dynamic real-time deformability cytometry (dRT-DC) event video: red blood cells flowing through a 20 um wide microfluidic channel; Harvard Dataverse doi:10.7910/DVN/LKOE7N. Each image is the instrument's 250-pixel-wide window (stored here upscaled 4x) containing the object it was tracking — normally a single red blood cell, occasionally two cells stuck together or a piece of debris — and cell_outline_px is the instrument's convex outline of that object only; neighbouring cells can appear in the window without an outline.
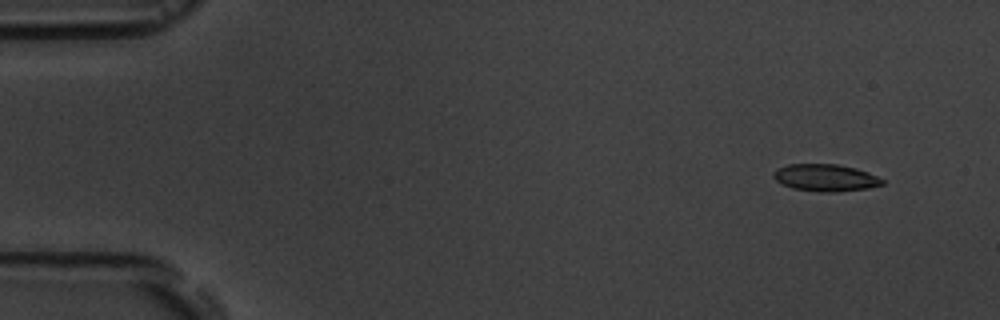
{"species": "common noctule bat (a hibernating species)", "species_latin": "Nyctalus noctula", "temperature_condition": "room temperature", "stored_images_in_passage": 5, "camera_frame_rate_fps": 3000, "um_per_image_px": 0.085, "animal": {"sex": "male", "body_mass_g": 19.5, "forearm_length_mm": 54.6}, "frame": {"image": 1, "passage_image": 1, "time_ms": 0.0, "image_size_px": [1000, 320], "cell_outline_px": [[884, 184], [868, 188], [836, 192], [820, 192], [792, 188], [776, 180], [772, 176], [772, 172], [776, 168], [788, 164], [836, 164], [856, 168], [868, 172], [884, 180]], "centroid_in_image_um": [70.15, 15.1], "position_along_channel_um": 14.9, "area_um2": 17.22}}
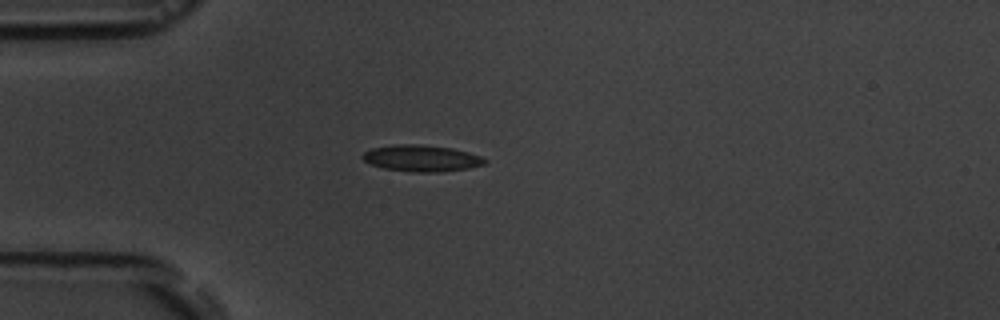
{"frame": {"image": 2, "passage_image": 4, "time_ms": 3.667, "image_size_px": [1000, 320], "cell_outline_px": [[488, 160], [484, 164], [468, 168], [440, 172], [412, 172], [384, 168], [372, 164], [364, 160], [360, 156], [364, 152], [372, 148], [392, 144], [420, 144], [452, 148], [468, 152], [480, 156]], "centroid_in_image_um": [35.82, 13.44], "position_along_channel_um": 49.2, "area_um2": 18.84}}